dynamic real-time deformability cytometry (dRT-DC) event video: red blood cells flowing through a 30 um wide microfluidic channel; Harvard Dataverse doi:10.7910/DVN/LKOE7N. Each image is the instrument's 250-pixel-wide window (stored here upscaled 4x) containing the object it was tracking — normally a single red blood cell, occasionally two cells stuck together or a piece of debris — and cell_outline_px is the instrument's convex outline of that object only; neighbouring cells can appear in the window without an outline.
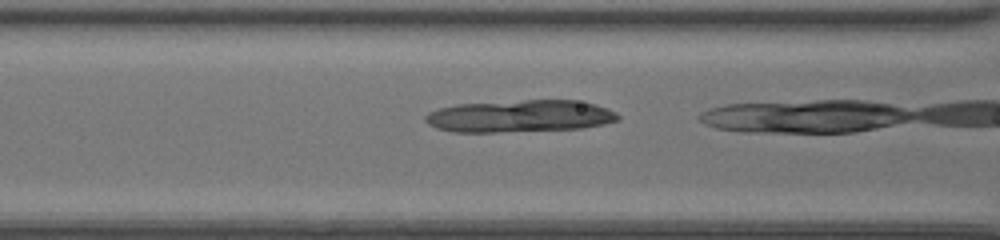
{"species": "common noctule bat (a hibernating species)", "species_latin": "Nyctalus noctula", "temperature_condition": "room temperature", "stored_images_in_passage": 5, "camera_frame_rate_fps": 3000, "um_per_image_px": 0.085, "animal": {"sex": "female", "body_mass_g": 20.0, "forearm_length_mm": 54.0}, "frame": {"image": 1, "passage_image": 3, "time_ms": 0.667, "image_size_px": [1000, 240], "cell_outline_px": [[620, 120], [604, 124], [584, 128], [496, 132], [452, 132], [436, 128], [428, 124], [424, 120], [424, 116], [428, 112], [440, 108], [456, 104], [524, 100], [576, 100], [596, 104], [608, 108], [616, 112], [620, 116]], "centroid_in_image_um": [44.2, 9.87], "position_along_channel_um": 122.4, "area_um2": 36.41}}